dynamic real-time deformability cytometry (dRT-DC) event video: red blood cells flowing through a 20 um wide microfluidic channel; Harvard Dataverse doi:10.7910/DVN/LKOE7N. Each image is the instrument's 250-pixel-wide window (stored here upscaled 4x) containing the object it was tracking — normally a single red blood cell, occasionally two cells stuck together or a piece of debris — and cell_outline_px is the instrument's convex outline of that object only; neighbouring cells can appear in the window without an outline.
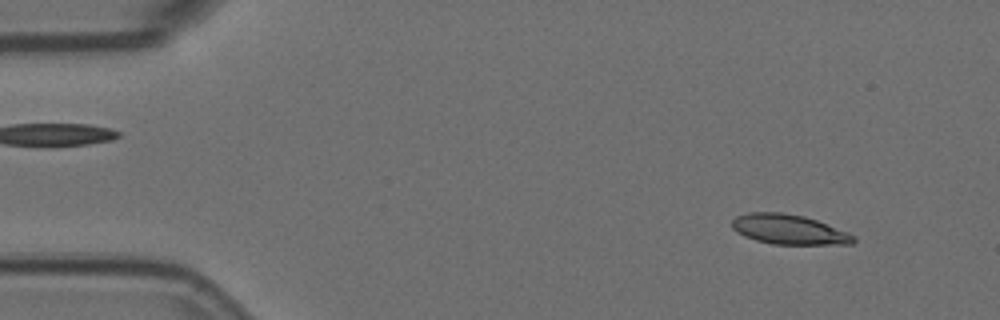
{"species": "Egyptian fruit bat (a non-hibernating species)", "species_latin": "Rousettus aegyptiacus", "temperature_condition": "room temperature", "stored_images_in_passage": 56, "camera_frame_rate_fps": 3000, "um_per_image_px": 0.085, "animal": {"sex": "female"}, "frame": {"image": 1, "passage_image": 5, "time_ms": 1.333, "image_size_px": [1000, 320], "cell_outline_px": [[856, 240], [852, 244], [772, 244], [756, 240], [744, 236], [736, 232], [732, 228], [732, 220], [736, 216], [748, 212], [784, 212], [804, 216], [816, 220], [848, 232], [856, 236]], "centroid_in_image_um": [67.04, 19.5], "position_along_channel_um": 18.0, "area_um2": 21.21}}
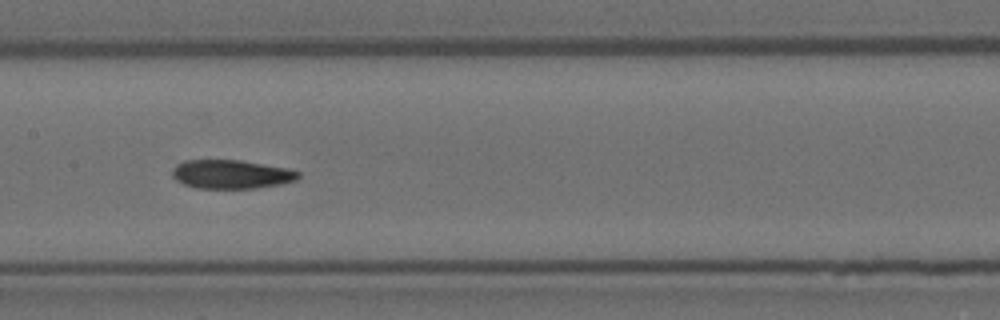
{"frame": {"image": 2, "passage_image": 27, "time_ms": 8.667, "image_size_px": [1000, 320], "cell_outline_px": [[300, 176], [296, 180], [280, 184], [256, 188], [196, 188], [184, 184], [176, 180], [172, 176], [172, 172], [176, 164], [184, 160], [240, 160], [288, 168], [300, 172]], "centroid_in_image_um": [19.65, 14.81], "position_along_channel_um": 187.7, "area_um2": 21.15}}
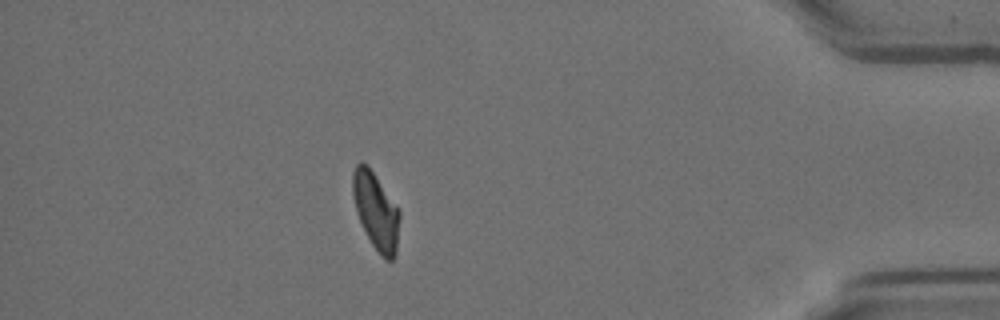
{"frame": {"image": 3, "passage_image": 49, "time_ms": 16.0, "image_size_px": [1000, 320], "cell_outline_px": [[400, 216], [396, 252], [392, 260], [384, 260], [380, 256], [372, 244], [356, 212], [352, 192], [352, 172], [356, 164], [360, 160], [372, 172], [400, 212]], "centroid_in_image_um": [31.94, 17.97], "position_along_channel_um": 403.3, "area_um2": 20.52}, "authors_computed_cell_mechanics": {"area_um2": 21.5305, "velocity_mm_per_s": 3.5784, "shape_relaxation_time_tau1_ms": null, "shape_relaxation_time_tau2_ms": 2.224, "deformation_change_tau1": null, "deformation_change_tau2": 0.0812}}